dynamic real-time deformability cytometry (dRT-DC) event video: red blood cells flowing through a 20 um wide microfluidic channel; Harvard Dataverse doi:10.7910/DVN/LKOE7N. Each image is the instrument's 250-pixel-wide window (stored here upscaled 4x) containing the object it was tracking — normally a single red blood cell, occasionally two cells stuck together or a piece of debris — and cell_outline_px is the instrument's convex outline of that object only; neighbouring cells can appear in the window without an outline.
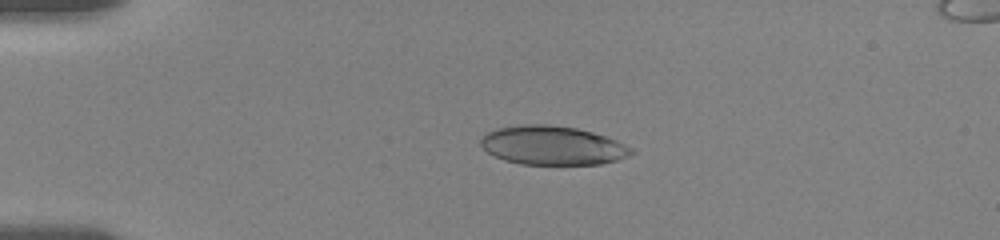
{"species": "human", "species_latin": "Homo sapiens", "temperature_condition": "room temperature", "stored_images_in_passage": 13, "camera_frame_rate_fps": 3000, "um_per_image_px": 0.085, "donor": {"sex": "female"}, "frame": {"image": 1, "passage_image": 4, "time_ms": 2.667, "image_size_px": [1000, 240], "cell_outline_px": [[636, 152], [628, 156], [616, 160], [600, 164], [520, 164], [504, 160], [488, 152], [480, 144], [480, 140], [488, 132], [496, 128], [520, 124], [548, 124], [576, 128], [592, 132], [616, 140], [632, 148]], "centroid_in_image_um": [46.96, 12.36], "position_along_channel_um": 38.0, "area_um2": 34.04}}
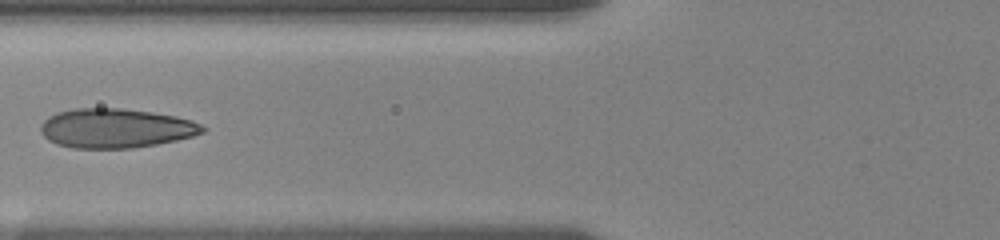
{"frame": {"image": 2, "passage_image": 8, "time_ms": 6.0, "image_size_px": [1000, 240], "cell_outline_px": [[208, 128], [204, 132], [192, 136], [176, 140], [156, 144], [132, 148], [72, 148], [56, 144], [48, 140], [40, 132], [40, 124], [48, 116], [56, 112], [76, 108], [120, 108], [152, 112], [176, 116], [192, 120]], "centroid_in_image_um": [9.82, 10.9], "position_along_channel_um": 116.0, "area_um2": 37.34}}
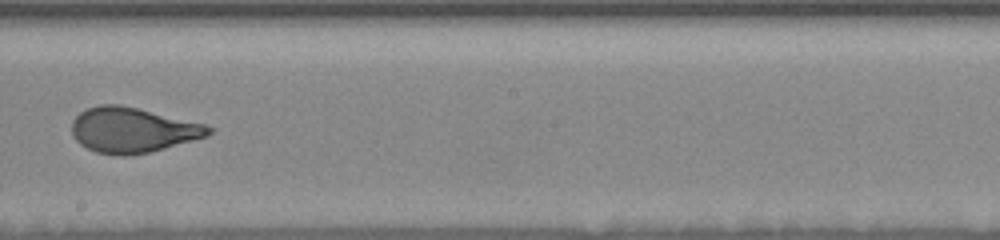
{"frame": {"image": 3, "passage_image": 12, "time_ms": 9.333, "image_size_px": [1000, 240], "cell_outline_px": [[212, 132], [208, 136], [164, 148], [148, 152], [128, 156], [120, 156], [96, 152], [80, 144], [72, 136], [72, 120], [80, 112], [88, 108], [100, 104], [120, 104], [204, 124], [212, 128]], "centroid_in_image_um": [11.23, 11.05], "position_along_channel_um": 237.0, "area_um2": 35.78}}